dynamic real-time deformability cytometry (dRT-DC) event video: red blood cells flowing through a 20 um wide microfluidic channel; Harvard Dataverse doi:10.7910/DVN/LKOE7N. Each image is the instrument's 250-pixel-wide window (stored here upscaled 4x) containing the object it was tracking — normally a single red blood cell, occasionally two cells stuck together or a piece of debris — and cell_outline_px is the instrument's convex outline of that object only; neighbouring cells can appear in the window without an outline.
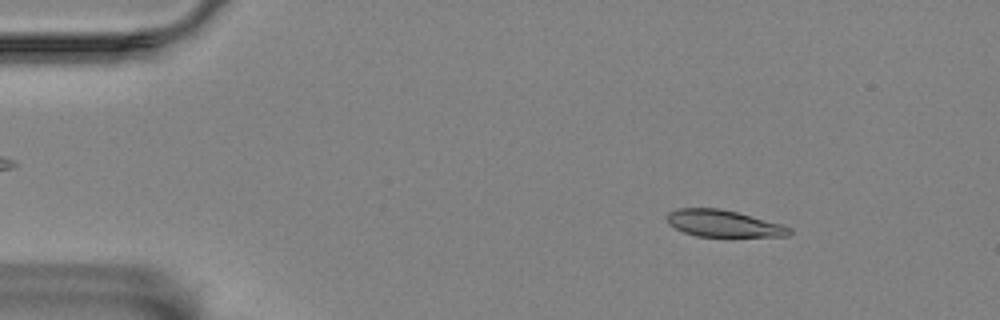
{"species": "Egyptian fruit bat (a non-hibernating species)", "species_latin": "Rousettus aegyptiacus", "temperature_condition": "room temperature", "stored_images_in_passage": 56, "camera_frame_rate_fps": 3000, "um_per_image_px": 0.085, "animal": {"sex": "female"}, "frame": {"image": 1, "passage_image": 7, "time_ms": 2.0, "image_size_px": [1000, 320], "cell_outline_px": [[792, 232], [788, 236], [696, 236], [684, 232], [668, 224], [668, 212], [676, 208], [720, 208], [736, 212], [780, 224], [792, 228]], "centroid_in_image_um": [61.47, 18.99], "position_along_channel_um": 23.5, "area_um2": 18.84}}
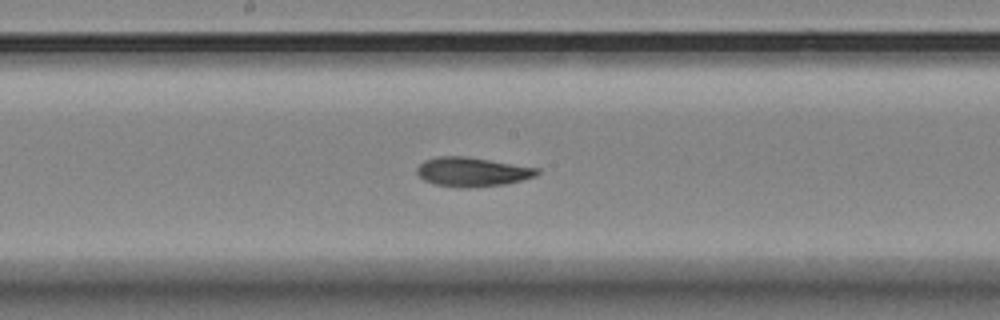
{"frame": {"image": 2, "passage_image": 29, "time_ms": 9.333, "image_size_px": [1000, 320], "cell_outline_px": [[540, 172], [536, 176], [504, 184], [468, 188], [460, 188], [436, 184], [424, 180], [416, 172], [416, 168], [424, 160], [436, 156], [464, 156], [540, 168]], "centroid_in_image_um": [40.12, 14.6], "position_along_channel_um": 208.1, "area_um2": 20.4}}
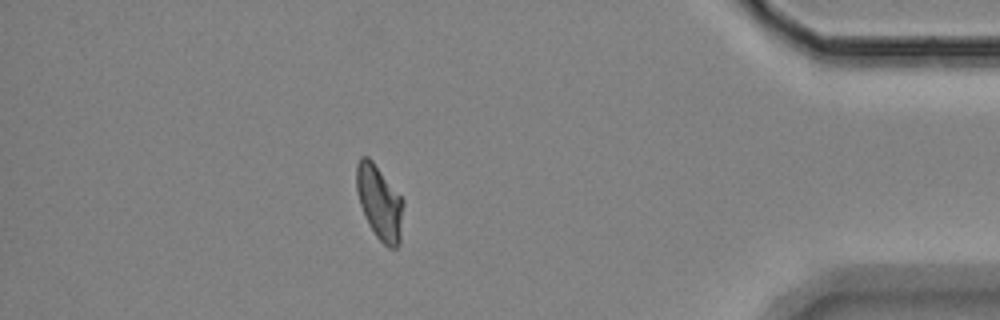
{"frame": {"image": 3, "passage_image": 49, "time_ms": 16.0, "image_size_px": [1000, 320], "cell_outline_px": [[404, 204], [400, 244], [396, 248], [388, 248], [376, 236], [368, 224], [364, 216], [356, 192], [356, 164], [360, 156], [368, 156], [372, 160], [404, 200]], "centroid_in_image_um": [32.26, 17.22], "position_along_channel_um": 402.9, "area_um2": 20.52}, "authors_computed_cell_mechanics": {"area_um2": 20.4034, "velocity_mm_per_s": 3.5164, "shape_relaxation_time_tau1_ms": 8.8652, "shape_relaxation_time_tau2_ms": 2.3386, "deformation_change_tau1": 0.2182, "deformation_change_tau2": 0.0854}}